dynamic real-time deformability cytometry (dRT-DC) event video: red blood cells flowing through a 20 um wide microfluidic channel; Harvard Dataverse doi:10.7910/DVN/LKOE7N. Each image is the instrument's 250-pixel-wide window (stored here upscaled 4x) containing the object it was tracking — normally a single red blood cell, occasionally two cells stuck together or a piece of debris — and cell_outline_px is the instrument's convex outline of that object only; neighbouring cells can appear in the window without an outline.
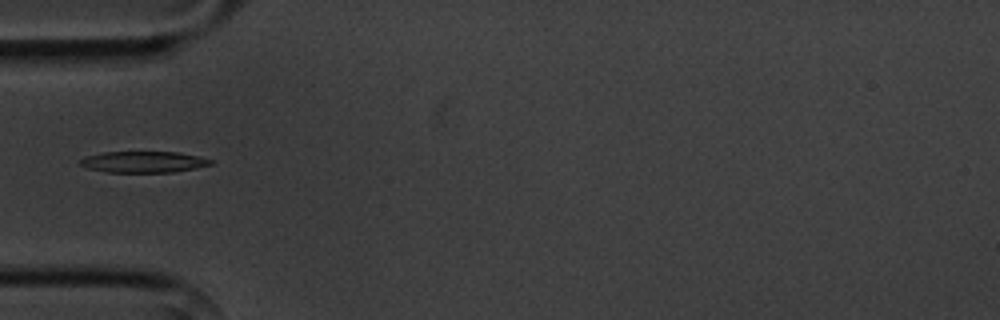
{"species": "common noctule bat (a hibernating species)", "species_latin": "Nyctalus noctula", "temperature_condition": "cold", "stored_images_in_passage": 4, "camera_frame_rate_fps": 3000, "um_per_image_px": 0.085, "animal": {"sex": "male", "body_mass_g": 20.1, "forearm_length_mm": 53.5}, "frame": {"image": 1, "passage_image": 1, "time_ms": 0.0, "image_size_px": [1000, 320], "cell_outline_px": [[212, 164], [196, 168], [172, 172], [108, 172], [88, 168], [80, 164], [80, 160], [88, 156], [104, 152], [180, 152], [212, 160]], "centroid_in_image_um": [12.22, 13.76], "position_along_channel_um": 72.8, "area_um2": 15.9}}
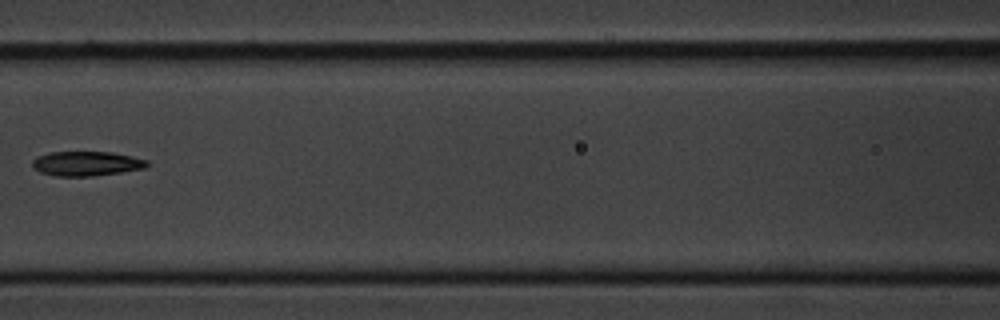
{"frame": {"image": 2, "passage_image": 3, "time_ms": 2.333, "image_size_px": [1000, 320], "cell_outline_px": [[148, 164], [144, 168], [120, 172], [92, 176], [56, 176], [40, 172], [32, 168], [32, 160], [36, 156], [48, 152], [112, 152], [148, 160]], "centroid_in_image_um": [7.29, 13.9], "position_along_channel_um": 159.3, "area_um2": 16.42}}
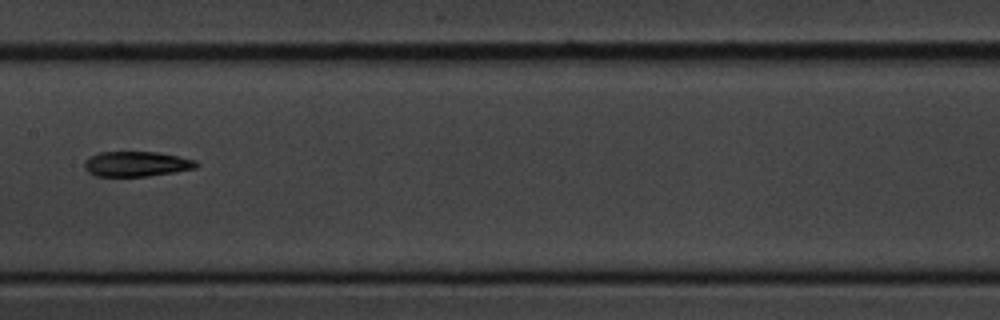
{"frame": {"image": 3, "passage_image": 4, "time_ms": 3.333, "image_size_px": [1000, 320], "cell_outline_px": [[200, 164], [196, 168], [148, 176], [96, 176], [88, 172], [84, 168], [84, 164], [92, 156], [100, 152], [156, 152], [196, 160]], "centroid_in_image_um": [11.62, 13.94], "position_along_channel_um": 195.8, "area_um2": 16.13}}